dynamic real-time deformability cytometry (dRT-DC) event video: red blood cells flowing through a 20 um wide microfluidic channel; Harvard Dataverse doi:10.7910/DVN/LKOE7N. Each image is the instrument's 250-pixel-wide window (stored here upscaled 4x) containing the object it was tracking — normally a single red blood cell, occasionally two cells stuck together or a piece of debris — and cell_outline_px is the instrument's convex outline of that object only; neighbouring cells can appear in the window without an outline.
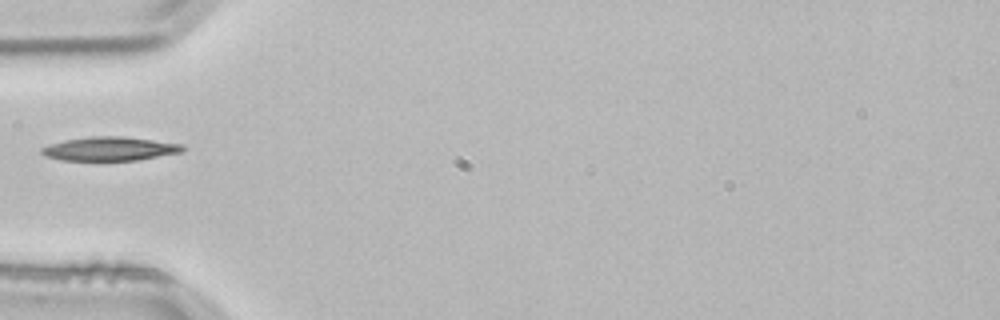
{"species": "common noctule bat (a hibernating species)", "species_latin": "Nyctalus noctula", "temperature_condition": "room temperature", "stored_images_in_passage": 1, "camera_frame_rate_fps": 3000, "um_per_image_px": 0.085, "animal": {"sex": "male", "body_mass_g": 21.5, "forearm_length_mm": 52.0}, "frame": {"image": 1, "passage_image": 1, "time_ms": 0.0, "image_size_px": [1000, 320], "cell_outline_px": [[188, 148], [180, 152], [136, 160], [60, 160], [44, 156], [40, 152], [40, 148], [48, 144], [64, 140], [92, 136], [124, 136], [184, 144]], "centroid_in_image_um": [9.31, 12.64], "position_along_channel_um": 75.7, "area_um2": 19.71}}